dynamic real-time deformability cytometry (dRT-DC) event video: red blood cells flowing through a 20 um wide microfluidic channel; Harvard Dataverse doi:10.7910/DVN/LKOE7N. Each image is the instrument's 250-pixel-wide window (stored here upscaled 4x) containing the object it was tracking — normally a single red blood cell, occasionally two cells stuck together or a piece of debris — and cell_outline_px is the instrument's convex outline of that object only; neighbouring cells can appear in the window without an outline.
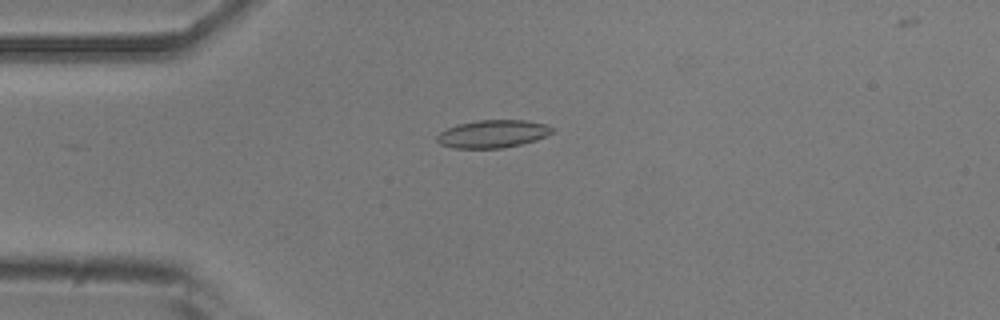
{"species": "common noctule bat (a hibernating species)", "species_latin": "Nyctalus noctula", "temperature_condition": "room temperature", "stored_images_in_passage": 6, "camera_frame_rate_fps": 3000, "um_per_image_px": 0.085, "animal": {"sex": "male", "body_mass_g": 20.5, "forearm_length_mm": 52.5}, "frame": {"image": 1, "passage_image": 3, "time_ms": 0.667, "image_size_px": [1000, 320], "cell_outline_px": [[556, 128], [552, 132], [536, 140], [504, 148], [456, 148], [440, 144], [436, 140], [436, 136], [440, 132], [448, 128], [460, 124], [476, 120], [524, 120], [544, 124]], "centroid_in_image_um": [41.88, 11.38], "position_along_channel_um": 43.1, "area_um2": 18.5}}
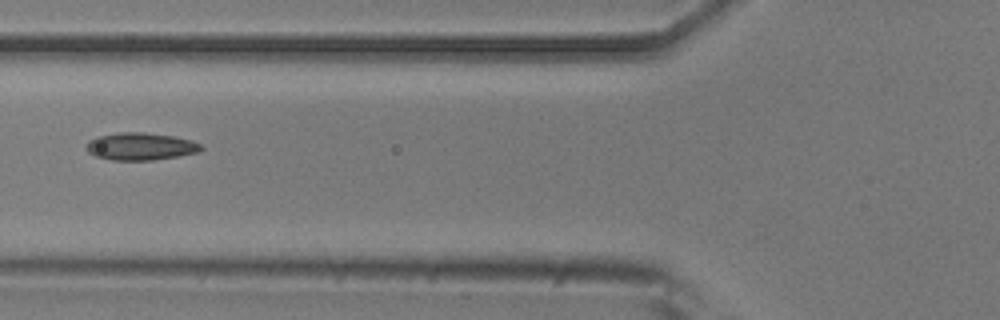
{"frame": {"image": 2, "passage_image": 5, "time_ms": 1.333, "image_size_px": [1000, 320], "cell_outline_px": [[204, 148], [200, 152], [180, 156], [152, 160], [112, 160], [96, 156], [88, 152], [88, 140], [96, 136], [120, 132], [144, 132], [172, 136], [192, 140], [200, 144]], "centroid_in_image_um": [11.98, 12.44], "position_along_channel_um": 113.8, "area_um2": 18.38}}
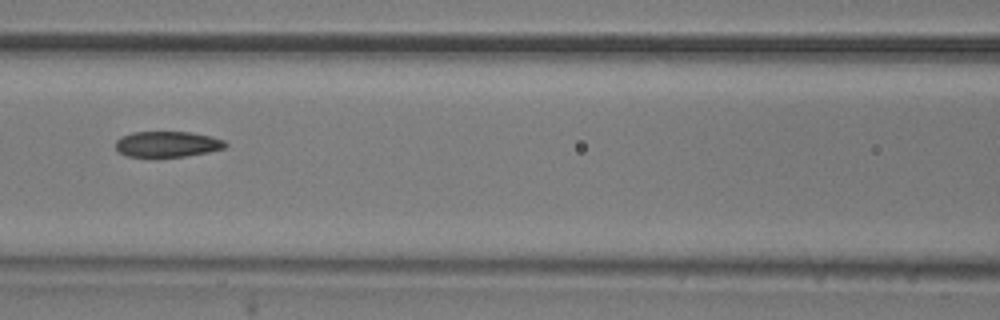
{"frame": {"image": 3, "passage_image": 6, "time_ms": 1.667, "image_size_px": [1000, 320], "cell_outline_px": [[228, 144], [224, 148], [208, 152], [184, 156], [128, 156], [120, 152], [116, 148], [116, 140], [120, 136], [132, 132], [192, 132], [212, 136], [224, 140]], "centroid_in_image_um": [14.24, 12.23], "position_along_channel_um": 152.4, "area_um2": 16.36}}